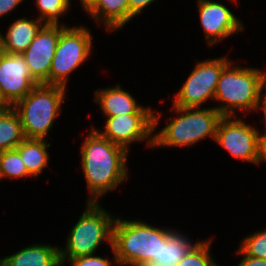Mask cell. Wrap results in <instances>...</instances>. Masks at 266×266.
Returning a JSON list of instances; mask_svg holds the SVG:
<instances>
[{
  "instance_id": "cell-15",
  "label": "cell",
  "mask_w": 266,
  "mask_h": 266,
  "mask_svg": "<svg viewBox=\"0 0 266 266\" xmlns=\"http://www.w3.org/2000/svg\"><path fill=\"white\" fill-rule=\"evenodd\" d=\"M45 24L39 18L28 20L22 17L15 20L3 36L0 32V50L4 53L22 54Z\"/></svg>"
},
{
  "instance_id": "cell-19",
  "label": "cell",
  "mask_w": 266,
  "mask_h": 266,
  "mask_svg": "<svg viewBox=\"0 0 266 266\" xmlns=\"http://www.w3.org/2000/svg\"><path fill=\"white\" fill-rule=\"evenodd\" d=\"M198 242L193 243L187 235L171 229L168 239L161 244L158 261L150 262L146 266H177Z\"/></svg>"
},
{
  "instance_id": "cell-29",
  "label": "cell",
  "mask_w": 266,
  "mask_h": 266,
  "mask_svg": "<svg viewBox=\"0 0 266 266\" xmlns=\"http://www.w3.org/2000/svg\"><path fill=\"white\" fill-rule=\"evenodd\" d=\"M266 160V131L260 135L259 164Z\"/></svg>"
},
{
  "instance_id": "cell-30",
  "label": "cell",
  "mask_w": 266,
  "mask_h": 266,
  "mask_svg": "<svg viewBox=\"0 0 266 266\" xmlns=\"http://www.w3.org/2000/svg\"><path fill=\"white\" fill-rule=\"evenodd\" d=\"M81 7L89 14L97 5L98 0H79Z\"/></svg>"
},
{
  "instance_id": "cell-11",
  "label": "cell",
  "mask_w": 266,
  "mask_h": 266,
  "mask_svg": "<svg viewBox=\"0 0 266 266\" xmlns=\"http://www.w3.org/2000/svg\"><path fill=\"white\" fill-rule=\"evenodd\" d=\"M37 85L22 54L0 50V91L11 107Z\"/></svg>"
},
{
  "instance_id": "cell-31",
  "label": "cell",
  "mask_w": 266,
  "mask_h": 266,
  "mask_svg": "<svg viewBox=\"0 0 266 266\" xmlns=\"http://www.w3.org/2000/svg\"><path fill=\"white\" fill-rule=\"evenodd\" d=\"M11 106L6 102L0 91V112L9 109Z\"/></svg>"
},
{
  "instance_id": "cell-5",
  "label": "cell",
  "mask_w": 266,
  "mask_h": 266,
  "mask_svg": "<svg viewBox=\"0 0 266 266\" xmlns=\"http://www.w3.org/2000/svg\"><path fill=\"white\" fill-rule=\"evenodd\" d=\"M66 88L39 84L13 108L19 114L26 139H46L48 132L59 116L66 98Z\"/></svg>"
},
{
  "instance_id": "cell-26",
  "label": "cell",
  "mask_w": 266,
  "mask_h": 266,
  "mask_svg": "<svg viewBox=\"0 0 266 266\" xmlns=\"http://www.w3.org/2000/svg\"><path fill=\"white\" fill-rule=\"evenodd\" d=\"M156 0H128L129 2V21L132 20L133 17L142 13L143 9L146 6H149Z\"/></svg>"
},
{
  "instance_id": "cell-3",
  "label": "cell",
  "mask_w": 266,
  "mask_h": 266,
  "mask_svg": "<svg viewBox=\"0 0 266 266\" xmlns=\"http://www.w3.org/2000/svg\"><path fill=\"white\" fill-rule=\"evenodd\" d=\"M170 231L141 220L116 218L112 248L120 266H146L158 261L161 244L168 239Z\"/></svg>"
},
{
  "instance_id": "cell-25",
  "label": "cell",
  "mask_w": 266,
  "mask_h": 266,
  "mask_svg": "<svg viewBox=\"0 0 266 266\" xmlns=\"http://www.w3.org/2000/svg\"><path fill=\"white\" fill-rule=\"evenodd\" d=\"M112 252H113V261H109L108 258H103L101 256H96V255H89V256H81L77 258H71V259H60L62 266L66 263L65 261L70 262V266H112L111 264H118L120 266V263L115 255L114 249L111 247Z\"/></svg>"
},
{
  "instance_id": "cell-23",
  "label": "cell",
  "mask_w": 266,
  "mask_h": 266,
  "mask_svg": "<svg viewBox=\"0 0 266 266\" xmlns=\"http://www.w3.org/2000/svg\"><path fill=\"white\" fill-rule=\"evenodd\" d=\"M211 239L202 240L184 256L177 266H219L210 254Z\"/></svg>"
},
{
  "instance_id": "cell-7",
  "label": "cell",
  "mask_w": 266,
  "mask_h": 266,
  "mask_svg": "<svg viewBox=\"0 0 266 266\" xmlns=\"http://www.w3.org/2000/svg\"><path fill=\"white\" fill-rule=\"evenodd\" d=\"M92 35L82 25L66 27L61 33L49 72V85L66 88L69 75L80 67L92 52Z\"/></svg>"
},
{
  "instance_id": "cell-8",
  "label": "cell",
  "mask_w": 266,
  "mask_h": 266,
  "mask_svg": "<svg viewBox=\"0 0 266 266\" xmlns=\"http://www.w3.org/2000/svg\"><path fill=\"white\" fill-rule=\"evenodd\" d=\"M230 62V59L223 56L197 62L176 97H173V106L196 108L208 99L214 100L221 72Z\"/></svg>"
},
{
  "instance_id": "cell-21",
  "label": "cell",
  "mask_w": 266,
  "mask_h": 266,
  "mask_svg": "<svg viewBox=\"0 0 266 266\" xmlns=\"http://www.w3.org/2000/svg\"><path fill=\"white\" fill-rule=\"evenodd\" d=\"M30 176L16 149L0 152V180H3V178L18 179Z\"/></svg>"
},
{
  "instance_id": "cell-10",
  "label": "cell",
  "mask_w": 266,
  "mask_h": 266,
  "mask_svg": "<svg viewBox=\"0 0 266 266\" xmlns=\"http://www.w3.org/2000/svg\"><path fill=\"white\" fill-rule=\"evenodd\" d=\"M160 113L154 114H125L106 117L104 131H98L112 143L124 147L127 151L133 142L146 140L153 147V131L158 127Z\"/></svg>"
},
{
  "instance_id": "cell-32",
  "label": "cell",
  "mask_w": 266,
  "mask_h": 266,
  "mask_svg": "<svg viewBox=\"0 0 266 266\" xmlns=\"http://www.w3.org/2000/svg\"><path fill=\"white\" fill-rule=\"evenodd\" d=\"M266 91V90H265ZM263 98H262V101H261V106L260 108H262L263 110V113H264V120H265V124H266V92L263 94ZM266 126V125H265ZM265 131H266V127H265Z\"/></svg>"
},
{
  "instance_id": "cell-16",
  "label": "cell",
  "mask_w": 266,
  "mask_h": 266,
  "mask_svg": "<svg viewBox=\"0 0 266 266\" xmlns=\"http://www.w3.org/2000/svg\"><path fill=\"white\" fill-rule=\"evenodd\" d=\"M0 266H62L58 246L33 244L0 259Z\"/></svg>"
},
{
  "instance_id": "cell-12",
  "label": "cell",
  "mask_w": 266,
  "mask_h": 266,
  "mask_svg": "<svg viewBox=\"0 0 266 266\" xmlns=\"http://www.w3.org/2000/svg\"><path fill=\"white\" fill-rule=\"evenodd\" d=\"M62 25H44L28 48L22 53L32 77L39 84L49 85V72L52 65L60 33L66 28Z\"/></svg>"
},
{
  "instance_id": "cell-14",
  "label": "cell",
  "mask_w": 266,
  "mask_h": 266,
  "mask_svg": "<svg viewBox=\"0 0 266 266\" xmlns=\"http://www.w3.org/2000/svg\"><path fill=\"white\" fill-rule=\"evenodd\" d=\"M95 103L100 106L105 117L125 114H154L149 106L144 107L137 103L132 95L123 89L120 84L115 87L98 89L95 91Z\"/></svg>"
},
{
  "instance_id": "cell-2",
  "label": "cell",
  "mask_w": 266,
  "mask_h": 266,
  "mask_svg": "<svg viewBox=\"0 0 266 266\" xmlns=\"http://www.w3.org/2000/svg\"><path fill=\"white\" fill-rule=\"evenodd\" d=\"M232 65L230 62L221 72L214 101L222 105L214 108L222 116H235L237 110L257 112L266 86V74L258 68Z\"/></svg>"
},
{
  "instance_id": "cell-1",
  "label": "cell",
  "mask_w": 266,
  "mask_h": 266,
  "mask_svg": "<svg viewBox=\"0 0 266 266\" xmlns=\"http://www.w3.org/2000/svg\"><path fill=\"white\" fill-rule=\"evenodd\" d=\"M80 148L81 166L90 193L87 202L98 203L99 197L126 181L129 151L104 138L95 126Z\"/></svg>"
},
{
  "instance_id": "cell-22",
  "label": "cell",
  "mask_w": 266,
  "mask_h": 266,
  "mask_svg": "<svg viewBox=\"0 0 266 266\" xmlns=\"http://www.w3.org/2000/svg\"><path fill=\"white\" fill-rule=\"evenodd\" d=\"M39 11L38 18L45 25H60L59 17L65 15L70 8V0H35ZM65 13V14H64Z\"/></svg>"
},
{
  "instance_id": "cell-6",
  "label": "cell",
  "mask_w": 266,
  "mask_h": 266,
  "mask_svg": "<svg viewBox=\"0 0 266 266\" xmlns=\"http://www.w3.org/2000/svg\"><path fill=\"white\" fill-rule=\"evenodd\" d=\"M86 203V209L67 236L65 248H59L60 259L93 255L103 241L112 247L115 216L99 202Z\"/></svg>"
},
{
  "instance_id": "cell-17",
  "label": "cell",
  "mask_w": 266,
  "mask_h": 266,
  "mask_svg": "<svg viewBox=\"0 0 266 266\" xmlns=\"http://www.w3.org/2000/svg\"><path fill=\"white\" fill-rule=\"evenodd\" d=\"M96 23L104 22L108 32L123 28L129 22L128 0H98L89 13Z\"/></svg>"
},
{
  "instance_id": "cell-20",
  "label": "cell",
  "mask_w": 266,
  "mask_h": 266,
  "mask_svg": "<svg viewBox=\"0 0 266 266\" xmlns=\"http://www.w3.org/2000/svg\"><path fill=\"white\" fill-rule=\"evenodd\" d=\"M25 139L21 119L10 107L0 112V152L15 149Z\"/></svg>"
},
{
  "instance_id": "cell-28",
  "label": "cell",
  "mask_w": 266,
  "mask_h": 266,
  "mask_svg": "<svg viewBox=\"0 0 266 266\" xmlns=\"http://www.w3.org/2000/svg\"><path fill=\"white\" fill-rule=\"evenodd\" d=\"M238 266H266V260L250 256H244Z\"/></svg>"
},
{
  "instance_id": "cell-4",
  "label": "cell",
  "mask_w": 266,
  "mask_h": 266,
  "mask_svg": "<svg viewBox=\"0 0 266 266\" xmlns=\"http://www.w3.org/2000/svg\"><path fill=\"white\" fill-rule=\"evenodd\" d=\"M176 117H169V123L153 134V147H188L211 137L215 141L216 129L222 115L214 108H181L172 105ZM178 115V116H177Z\"/></svg>"
},
{
  "instance_id": "cell-18",
  "label": "cell",
  "mask_w": 266,
  "mask_h": 266,
  "mask_svg": "<svg viewBox=\"0 0 266 266\" xmlns=\"http://www.w3.org/2000/svg\"><path fill=\"white\" fill-rule=\"evenodd\" d=\"M51 144L46 139H24L15 149L19 152L28 173L38 177L48 167V147Z\"/></svg>"
},
{
  "instance_id": "cell-27",
  "label": "cell",
  "mask_w": 266,
  "mask_h": 266,
  "mask_svg": "<svg viewBox=\"0 0 266 266\" xmlns=\"http://www.w3.org/2000/svg\"><path fill=\"white\" fill-rule=\"evenodd\" d=\"M23 0H0V17L12 12Z\"/></svg>"
},
{
  "instance_id": "cell-13",
  "label": "cell",
  "mask_w": 266,
  "mask_h": 266,
  "mask_svg": "<svg viewBox=\"0 0 266 266\" xmlns=\"http://www.w3.org/2000/svg\"><path fill=\"white\" fill-rule=\"evenodd\" d=\"M200 24L208 46L244 30V25L223 3L212 0H198Z\"/></svg>"
},
{
  "instance_id": "cell-24",
  "label": "cell",
  "mask_w": 266,
  "mask_h": 266,
  "mask_svg": "<svg viewBox=\"0 0 266 266\" xmlns=\"http://www.w3.org/2000/svg\"><path fill=\"white\" fill-rule=\"evenodd\" d=\"M237 250L240 255L266 260V229L246 236Z\"/></svg>"
},
{
  "instance_id": "cell-9",
  "label": "cell",
  "mask_w": 266,
  "mask_h": 266,
  "mask_svg": "<svg viewBox=\"0 0 266 266\" xmlns=\"http://www.w3.org/2000/svg\"><path fill=\"white\" fill-rule=\"evenodd\" d=\"M261 132L234 116H222L216 129L215 142L241 161L259 164Z\"/></svg>"
}]
</instances>
